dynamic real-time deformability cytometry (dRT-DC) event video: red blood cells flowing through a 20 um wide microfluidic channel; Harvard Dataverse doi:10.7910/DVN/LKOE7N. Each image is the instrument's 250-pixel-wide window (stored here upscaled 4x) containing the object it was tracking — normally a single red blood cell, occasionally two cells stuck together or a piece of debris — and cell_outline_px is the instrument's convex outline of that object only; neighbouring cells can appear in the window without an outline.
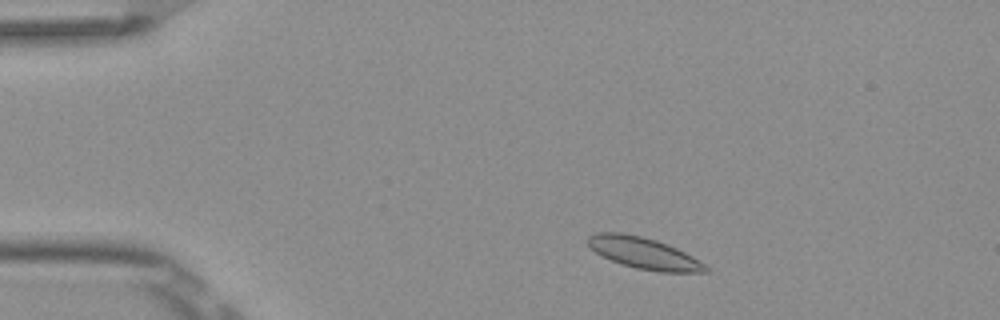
{"species": "Egyptian fruit bat (a non-hibernating species)", "species_latin": "Rousettus aegyptiacus", "temperature_condition": "room temperature", "stored_images_in_passage": 3, "camera_frame_rate_fps": 3000, "um_per_image_px": 0.085, "frame": {"image": 1, "passage_image": 2, "time_ms": 0.333, "image_size_px": [1000, 320], "cell_outline_px": [[708, 272], [660, 272], [636, 268], [612, 260], [596, 252], [588, 244], [588, 236], [596, 232], [620, 232], [640, 236], [656, 240], [668, 244], [692, 256], [704, 264], [708, 268]], "centroid_in_image_um": [54.73, 21.51], "position_along_channel_um": 30.3, "area_um2": 21.21}}